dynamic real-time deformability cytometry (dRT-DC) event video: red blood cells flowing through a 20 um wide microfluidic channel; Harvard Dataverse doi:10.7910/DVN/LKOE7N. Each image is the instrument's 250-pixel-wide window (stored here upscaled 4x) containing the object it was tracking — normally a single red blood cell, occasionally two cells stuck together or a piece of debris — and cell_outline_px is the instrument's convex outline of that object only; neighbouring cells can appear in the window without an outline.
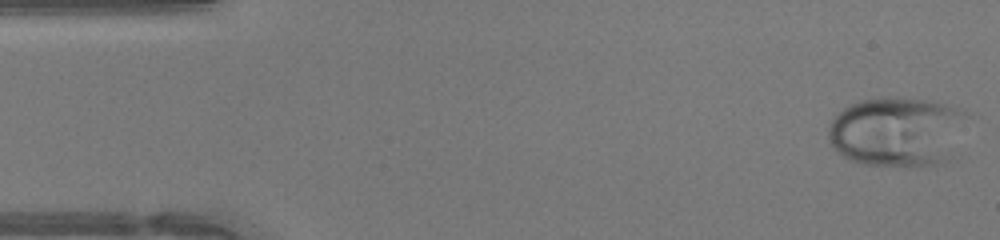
{"species": "human", "species_latin": "Homo sapiens", "temperature_condition": "warm", "stored_images_in_passage": 46, "camera_frame_rate_fps": 3000, "um_per_image_px": 0.085, "donor": {"sex": "female"}, "frame": {"image": 1, "passage_image": 1, "time_ms": 0.0, "image_size_px": [1000, 240], "cell_outline_px": [[968, 116], [948, 160], [944, 164], [864, 164], [848, 160], [832, 148], [828, 140], [828, 128], [832, 120], [848, 104], [860, 100], [880, 96], [888, 96], [928, 100], [944, 104], [956, 108], [964, 112]], "centroid_in_image_um": [76.19, 11.15], "position_along_channel_um": 8.8, "area_um2": 56.07}}
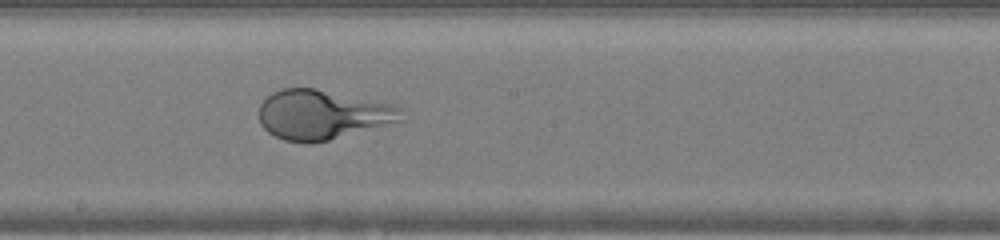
{"frame": {"image": 2, "passage_image": 24, "time_ms": 7.667, "image_size_px": [1000, 240], "cell_outline_px": [[404, 120], [328, 140], [312, 144], [304, 144], [284, 140], [268, 132], [260, 124], [260, 104], [272, 92], [284, 88], [316, 88], [396, 104], [400, 108]], "centroid_in_image_um": [27.41, 9.74], "position_along_channel_um": 220.8, "area_um2": 41.27}}
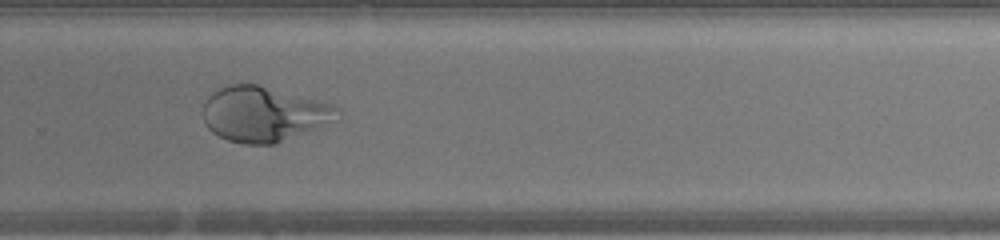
{"frame": {"image": 3, "passage_image": 30, "time_ms": 9.667, "image_size_px": [1000, 240], "cell_outline_px": [[340, 112], [332, 120], [316, 128], [276, 144], [244, 144], [228, 140], [212, 132], [204, 124], [204, 104], [208, 96], [216, 88], [228, 84], [256, 84], [332, 104], [340, 108]], "centroid_in_image_um": [22.36, 9.69], "position_along_channel_um": 307.4, "area_um2": 42.77}}